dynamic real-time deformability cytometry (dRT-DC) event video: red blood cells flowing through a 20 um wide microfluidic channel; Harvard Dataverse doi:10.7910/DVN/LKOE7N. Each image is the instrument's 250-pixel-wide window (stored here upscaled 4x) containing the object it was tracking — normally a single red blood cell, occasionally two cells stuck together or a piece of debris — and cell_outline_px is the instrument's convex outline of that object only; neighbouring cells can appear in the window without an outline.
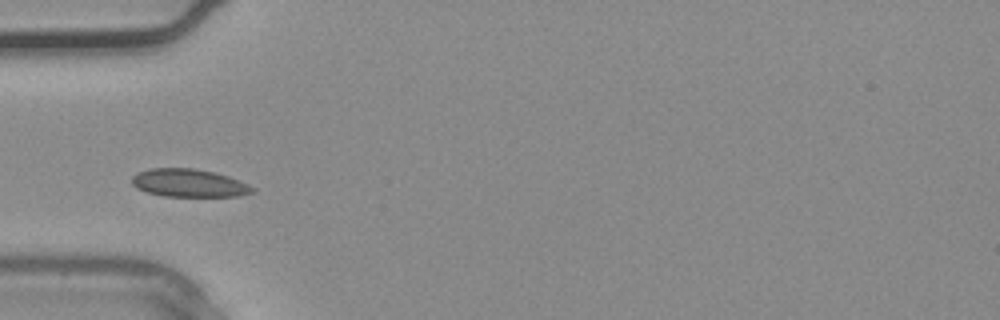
{"species": "common noctule bat (a hibernating species)", "species_latin": "Nyctalus noctula", "temperature_condition": "warm", "stored_images_in_passage": 1, "camera_frame_rate_fps": 3000, "um_per_image_px": 0.085, "animal": {"sex": "male", "body_mass_g": 20.4}, "frame": {"image": 1, "passage_image": 1, "time_ms": 0.0, "image_size_px": [1000, 320], "cell_outline_px": [[256, 188], [252, 192], [240, 196], [164, 196], [148, 192], [136, 188], [132, 184], [132, 176], [136, 172], [152, 168], [192, 168], [216, 172], [228, 176], [248, 184]], "centroid_in_image_um": [16.05, 15.55], "position_along_channel_um": 68.9, "area_um2": 19.65}}